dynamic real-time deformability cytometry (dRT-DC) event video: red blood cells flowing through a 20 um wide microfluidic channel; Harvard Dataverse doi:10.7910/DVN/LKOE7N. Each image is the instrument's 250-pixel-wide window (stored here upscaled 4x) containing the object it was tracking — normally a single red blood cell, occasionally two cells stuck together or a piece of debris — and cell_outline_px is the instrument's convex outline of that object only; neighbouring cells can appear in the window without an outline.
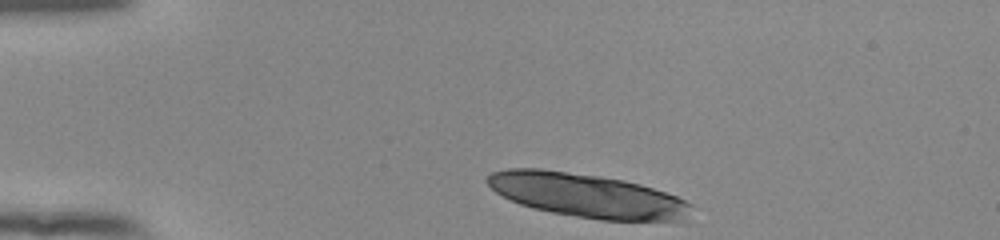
{"species": "human", "species_latin": "Homo sapiens", "temperature_condition": "room temperature", "stored_images_in_passage": 15, "camera_frame_rate_fps": 3000, "um_per_image_px": 0.085, "donor": {"sex": "female"}, "frame": {"image": 1, "passage_image": 1, "time_ms": 0.0, "image_size_px": [1000, 240], "cell_outline_px": [[692, 204], [684, 220], [600, 220], [552, 212], [520, 204], [496, 192], [484, 180], [484, 176], [492, 172], [508, 168], [540, 168], [600, 176], [624, 180], [640, 184], [676, 196]], "centroid_in_image_um": [49.84, 16.59], "position_along_channel_um": 35.2, "area_um2": 51.67}}
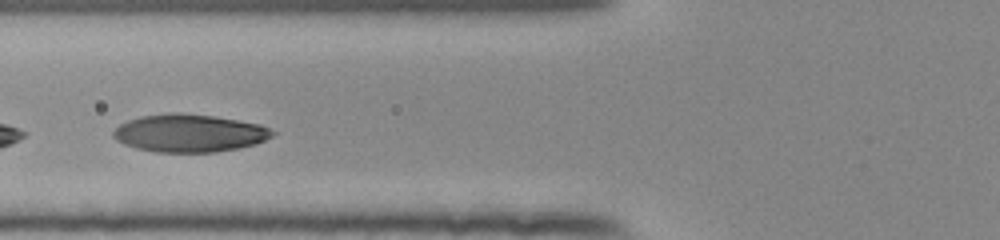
{"frame": {"image": 2, "passage_image": 12, "time_ms": 3.667, "image_size_px": [1000, 240], "cell_outline_px": [[276, 132], [272, 136], [256, 144], [240, 148], [216, 152], [156, 152], [136, 148], [124, 144], [116, 140], [112, 136], [112, 132], [120, 124], [128, 120], [140, 116], [172, 112], [180, 112], [212, 116], [260, 124]], "centroid_in_image_um": [16.07, 11.32], "position_along_channel_um": 109.7, "area_um2": 35.08}}